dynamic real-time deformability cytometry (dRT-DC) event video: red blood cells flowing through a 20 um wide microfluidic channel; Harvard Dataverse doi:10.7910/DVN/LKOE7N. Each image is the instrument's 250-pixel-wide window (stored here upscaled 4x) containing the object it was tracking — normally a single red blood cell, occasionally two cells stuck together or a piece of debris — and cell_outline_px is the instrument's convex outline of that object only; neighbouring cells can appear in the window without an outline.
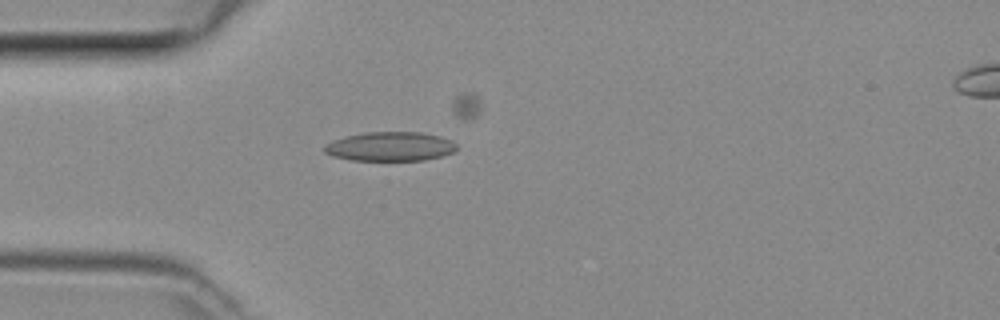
{"species": "common noctule bat (a hibernating species)", "species_latin": "Nyctalus noctula", "temperature_condition": "room temperature", "stored_images_in_passage": 22, "camera_frame_rate_fps": 3000, "um_per_image_px": 0.085, "animal": {"sex": "female", "body_mass_g": 29.2, "forearm_length_mm": 56.3}, "frame": {"image": 1, "passage_image": 1, "time_ms": 0.0, "image_size_px": [1000, 320], "cell_outline_px": [[456, 148], [452, 152], [440, 156], [424, 160], [348, 160], [332, 156], [324, 152], [324, 144], [332, 140], [344, 136], [364, 132], [420, 132], [440, 136], [452, 140], [456, 144]], "centroid_in_image_um": [33.11, 12.44], "position_along_channel_um": 51.9, "area_um2": 22.6}}
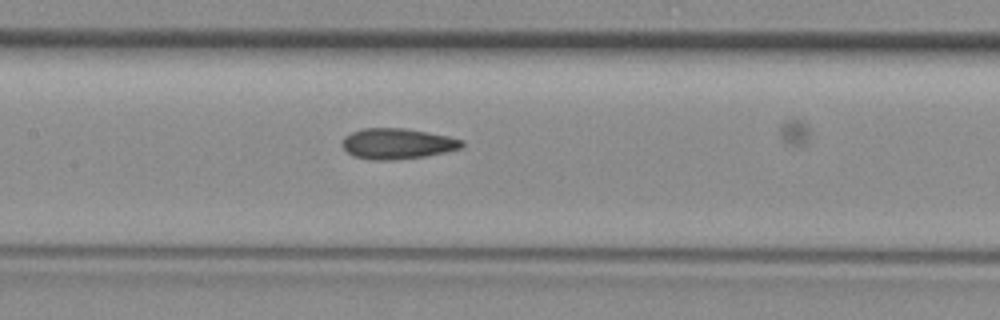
{"frame": {"image": 2, "passage_image": 10, "time_ms": 3.0, "image_size_px": [1000, 320], "cell_outline_px": [[464, 144], [460, 148], [444, 152], [424, 156], [396, 160], [372, 160], [352, 156], [340, 144], [344, 136], [352, 132], [364, 128], [404, 128], [428, 132], [448, 136], [464, 140]], "centroid_in_image_um": [33.74, 12.21], "position_along_channel_um": 173.7, "area_um2": 21.44}}
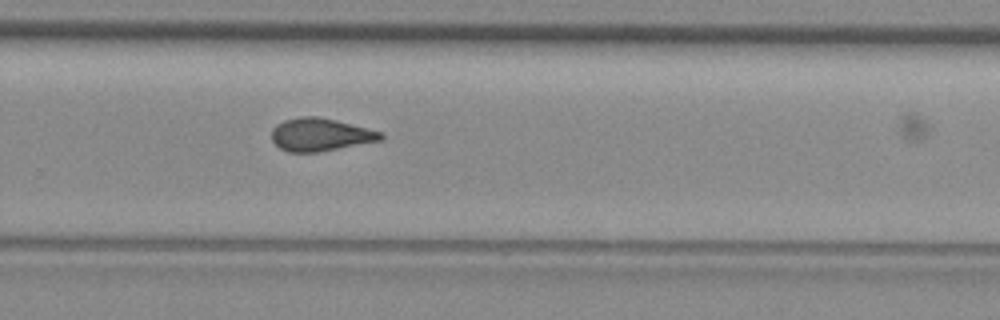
{"frame": {"image": 3, "passage_image": 19, "time_ms": 6.0, "image_size_px": [1000, 320], "cell_outline_px": [[384, 136], [380, 140], [316, 152], [288, 152], [280, 148], [272, 140], [272, 128], [276, 124], [284, 120], [300, 116], [316, 116], [336, 120], [384, 132]], "centroid_in_image_um": [27.21, 11.43], "position_along_channel_um": 302.6, "area_um2": 20.75}}